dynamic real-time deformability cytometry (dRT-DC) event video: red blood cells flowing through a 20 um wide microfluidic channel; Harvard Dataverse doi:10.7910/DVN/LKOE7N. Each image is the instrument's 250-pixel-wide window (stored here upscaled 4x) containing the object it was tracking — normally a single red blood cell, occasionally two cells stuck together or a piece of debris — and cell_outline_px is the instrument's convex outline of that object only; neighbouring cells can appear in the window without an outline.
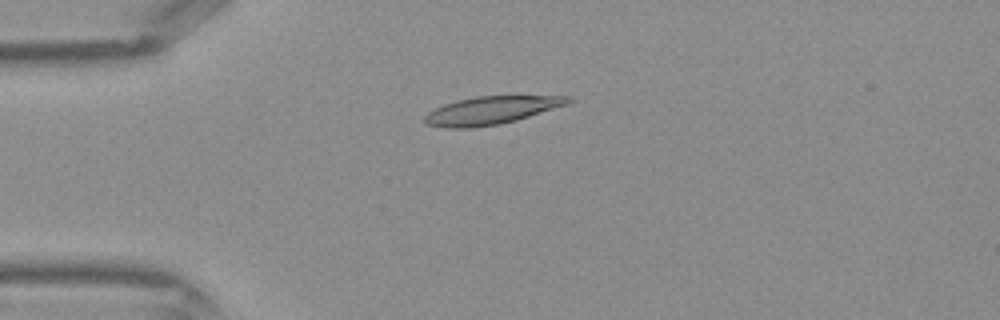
{"species": "Egyptian fruit bat (a non-hibernating species)", "species_latin": "Rousettus aegyptiacus", "temperature_condition": "warm", "stored_images_in_passage": 43, "camera_frame_rate_fps": 3000, "um_per_image_px": 0.085, "frame": {"image": 1, "passage_image": 11, "time_ms": 3.333, "image_size_px": [1000, 320], "cell_outline_px": [[572, 100], [568, 104], [516, 120], [500, 124], [472, 128], [444, 128], [428, 124], [424, 120], [424, 116], [428, 112], [444, 104], [456, 100], [476, 96], [572, 96]], "centroid_in_image_um": [41.74, 9.38], "position_along_channel_um": 43.3, "area_um2": 23.24}}
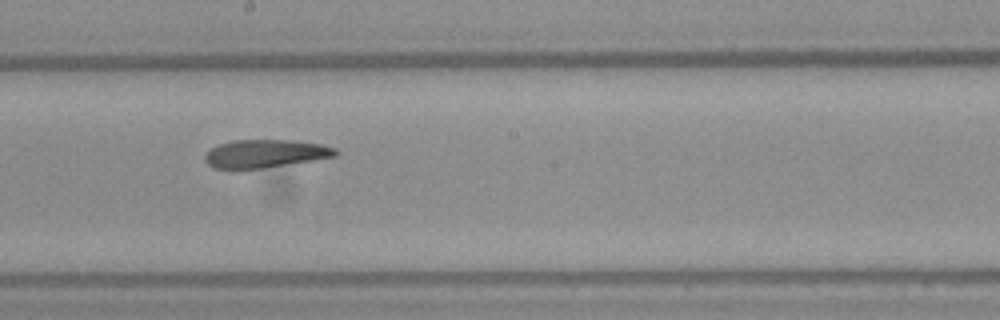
{"frame": {"image": 2, "passage_image": 24, "time_ms": 7.667, "image_size_px": [1000, 320], "cell_outline_px": [[340, 152], [336, 156], [312, 160], [260, 168], [212, 168], [204, 160], [204, 156], [212, 148], [220, 144], [236, 140], [292, 140], [320, 144], [336, 148]], "centroid_in_image_um": [22.57, 13.05], "position_along_channel_um": 225.6, "area_um2": 20.98}}
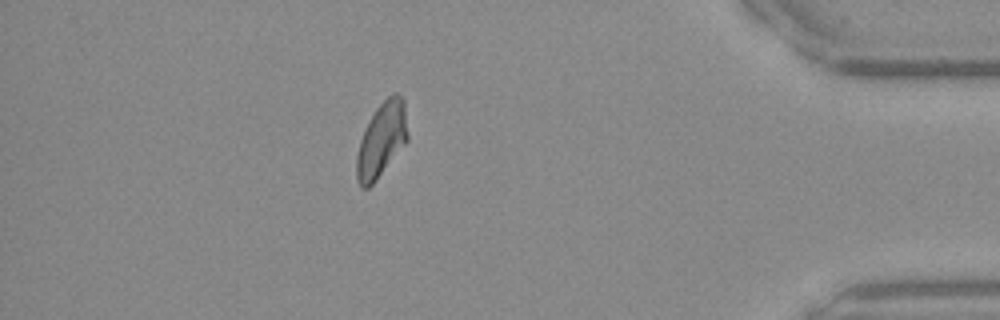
{"frame": {"image": 3, "passage_image": 38, "time_ms": 12.333, "image_size_px": [1000, 320], "cell_outline_px": [[408, 140], [376, 180], [368, 188], [360, 188], [356, 180], [356, 156], [360, 140], [376, 108], [392, 92], [396, 92], [404, 100], [408, 136]], "centroid_in_image_um": [32.43, 11.9], "position_along_channel_um": 402.8, "area_um2": 22.02}}